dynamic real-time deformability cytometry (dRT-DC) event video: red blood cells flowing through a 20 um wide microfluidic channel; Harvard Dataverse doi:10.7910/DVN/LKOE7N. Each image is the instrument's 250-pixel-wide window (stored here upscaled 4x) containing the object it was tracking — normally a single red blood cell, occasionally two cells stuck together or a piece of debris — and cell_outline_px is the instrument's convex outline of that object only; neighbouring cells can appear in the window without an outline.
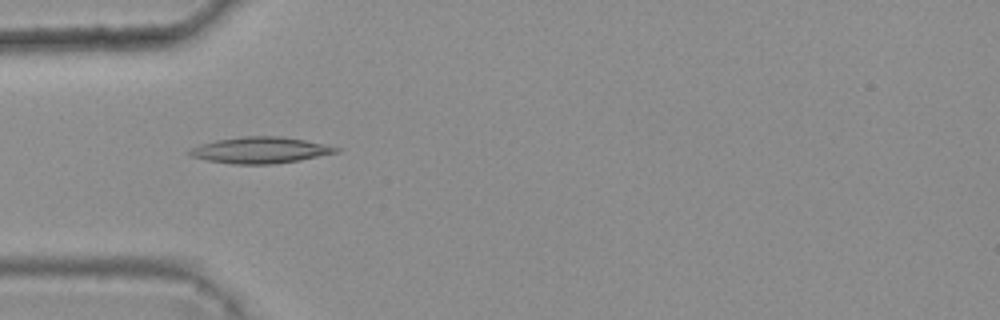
{"species": "common noctule bat (a hibernating species)", "species_latin": "Nyctalus noctula", "temperature_condition": "warm", "stored_images_in_passage": 8, "camera_frame_rate_fps": 3000, "um_per_image_px": 0.085, "animal": {"sex": "female", "body_mass_g": 25.1}, "frame": {"image": 1, "passage_image": 4, "time_ms": 1.0, "image_size_px": [1000, 320], "cell_outline_px": [[340, 152], [300, 160], [272, 164], [232, 164], [208, 160], [192, 156], [188, 152], [188, 148], [200, 144], [216, 140], [240, 136], [280, 136], [304, 140], [340, 148]], "centroid_in_image_um": [22.1, 12.76], "position_along_channel_um": 62.9, "area_um2": 22.37}}
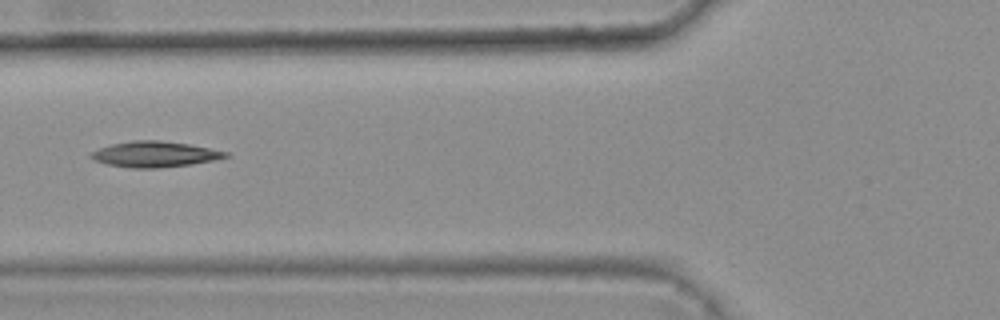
{"frame": {"image": 2, "passage_image": 5, "time_ms": 1.333, "image_size_px": [1000, 320], "cell_outline_px": [[232, 156], [192, 164], [156, 168], [132, 168], [108, 164], [92, 160], [88, 156], [92, 152], [100, 148], [112, 144], [132, 140], [160, 140], [188, 144], [228, 152]], "centroid_in_image_um": [13.14, 13.11], "position_along_channel_um": 112.7, "area_um2": 20.06}}
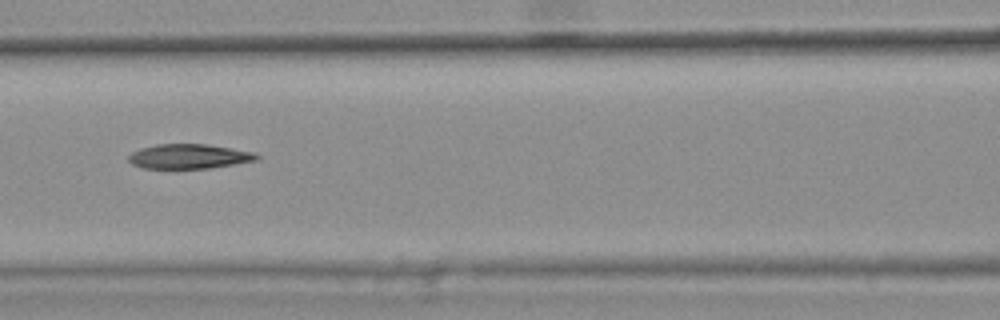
{"frame": {"image": 3, "passage_image": 6, "time_ms": 1.667, "image_size_px": [1000, 320], "cell_outline_px": [[260, 156], [256, 160], [208, 168], [144, 168], [132, 164], [128, 160], [128, 156], [132, 152], [140, 148], [156, 144], [208, 144], [252, 152]], "centroid_in_image_um": [16.01, 13.28], "position_along_channel_um": 150.6, "area_um2": 18.15}}